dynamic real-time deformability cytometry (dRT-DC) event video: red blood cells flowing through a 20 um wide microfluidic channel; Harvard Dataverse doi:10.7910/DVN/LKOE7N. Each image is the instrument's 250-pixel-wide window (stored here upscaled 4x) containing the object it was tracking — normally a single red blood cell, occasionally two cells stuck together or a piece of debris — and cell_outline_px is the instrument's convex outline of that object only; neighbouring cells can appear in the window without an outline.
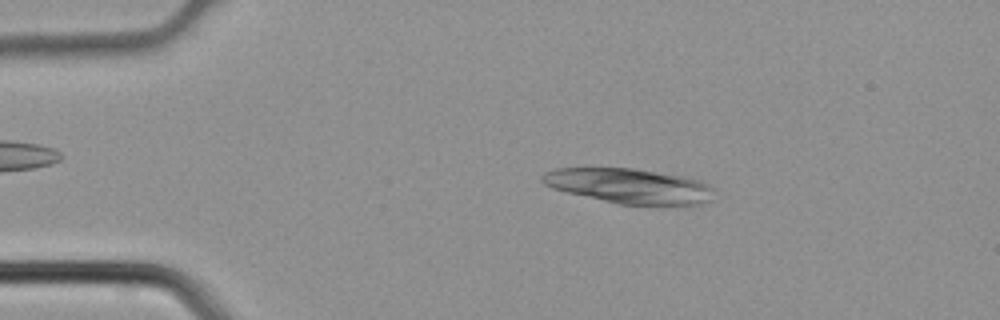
{"species": "common noctule bat (a hibernating species)", "species_latin": "Nyctalus noctula", "temperature_condition": "cold", "stored_images_in_passage": 3, "camera_frame_rate_fps": 3000, "um_per_image_px": 0.085, "animal": {"sex": "male", "body_mass_g": 21.5, "forearm_length_mm": 52.0}, "frame": {"image": 1, "passage_image": 2, "time_ms": 0.333, "image_size_px": [1000, 320], "cell_outline_px": [[716, 188], [712, 200], [700, 204], [620, 204], [568, 192], [552, 188], [544, 184], [540, 180], [540, 176], [544, 172], [556, 168], [632, 168], [680, 176], [700, 180]], "centroid_in_image_um": [53.49, 15.8], "position_along_channel_um": 31.5, "area_um2": 34.74}}